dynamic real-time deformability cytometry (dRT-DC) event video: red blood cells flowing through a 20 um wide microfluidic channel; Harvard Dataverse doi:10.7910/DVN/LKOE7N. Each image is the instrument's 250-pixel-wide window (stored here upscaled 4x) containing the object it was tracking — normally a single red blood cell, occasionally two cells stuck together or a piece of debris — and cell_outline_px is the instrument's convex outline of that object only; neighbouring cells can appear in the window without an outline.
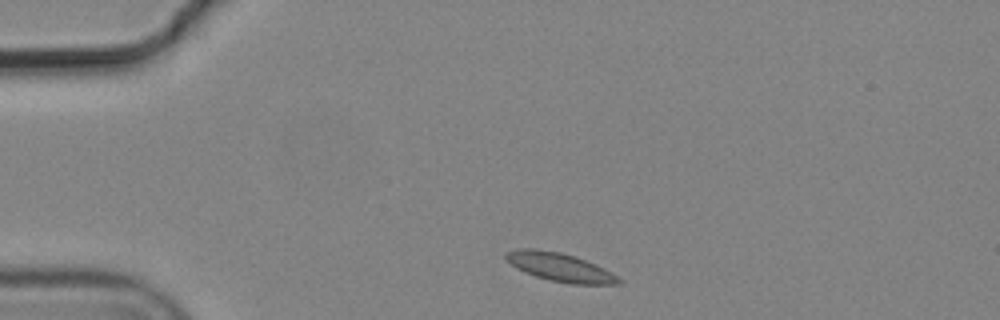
{"species": "common noctule bat (a hibernating species)", "species_latin": "Nyctalus noctula", "temperature_condition": "cold", "stored_images_in_passage": 2, "camera_frame_rate_fps": 3000, "um_per_image_px": 0.085, "animal": {"sex": "male", "body_mass_g": 19.2, "forearm_length_mm": 51.8}, "frame": {"image": 1, "passage_image": 1, "time_ms": 0.0, "image_size_px": [1000, 320], "cell_outline_px": [[624, 280], [620, 284], [572, 284], [548, 280], [524, 272], [516, 268], [504, 256], [508, 252], [520, 248], [536, 248], [560, 252], [576, 256], [596, 264]], "centroid_in_image_um": [47.62, 22.71], "position_along_channel_um": 37.4, "area_um2": 18.73}}